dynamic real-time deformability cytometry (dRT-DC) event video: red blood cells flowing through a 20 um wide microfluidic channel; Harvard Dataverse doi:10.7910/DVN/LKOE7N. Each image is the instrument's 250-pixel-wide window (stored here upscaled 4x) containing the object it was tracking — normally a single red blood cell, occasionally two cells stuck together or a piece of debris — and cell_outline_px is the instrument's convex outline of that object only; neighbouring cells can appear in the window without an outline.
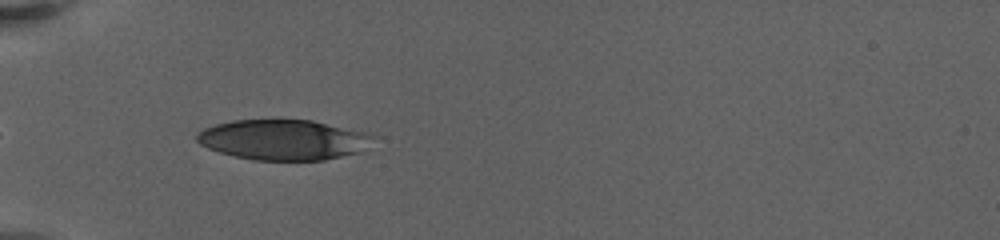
{"species": "human", "species_latin": "Homo sapiens", "temperature_condition": "warm", "stored_images_in_passage": 7, "camera_frame_rate_fps": 3000, "um_per_image_px": 0.085, "donor": {"sex": "female"}, "frame": {"image": 1, "passage_image": 1, "time_ms": 0.0, "image_size_px": [1000, 240], "cell_outline_px": [[372, 136], [360, 152], [324, 160], [252, 160], [220, 152], [208, 148], [200, 144], [196, 140], [196, 132], [204, 128], [216, 124], [232, 120], [280, 116], [312, 120], [372, 132]], "centroid_in_image_um": [24.05, 11.82], "position_along_channel_um": 61.0, "area_um2": 42.54}}
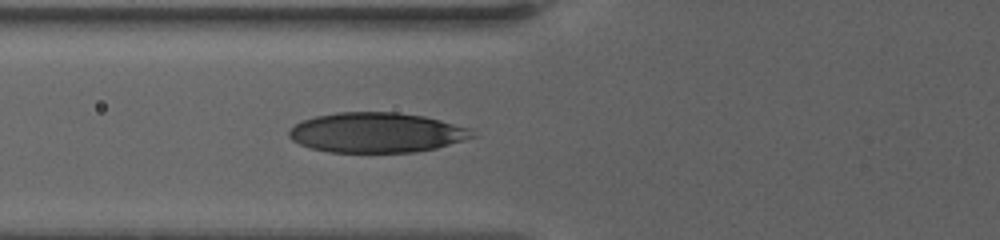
{"frame": {"image": 2, "passage_image": 5, "time_ms": 1.333, "image_size_px": [1000, 240], "cell_outline_px": [[476, 136], [464, 140], [436, 148], [416, 152], [328, 152], [312, 148], [300, 144], [292, 140], [288, 136], [288, 132], [296, 124], [304, 120], [316, 116], [336, 112], [396, 112], [424, 116], [440, 120], [468, 128]], "centroid_in_image_um": [31.99, 11.27], "position_along_channel_um": 93.8, "area_um2": 42.48}}